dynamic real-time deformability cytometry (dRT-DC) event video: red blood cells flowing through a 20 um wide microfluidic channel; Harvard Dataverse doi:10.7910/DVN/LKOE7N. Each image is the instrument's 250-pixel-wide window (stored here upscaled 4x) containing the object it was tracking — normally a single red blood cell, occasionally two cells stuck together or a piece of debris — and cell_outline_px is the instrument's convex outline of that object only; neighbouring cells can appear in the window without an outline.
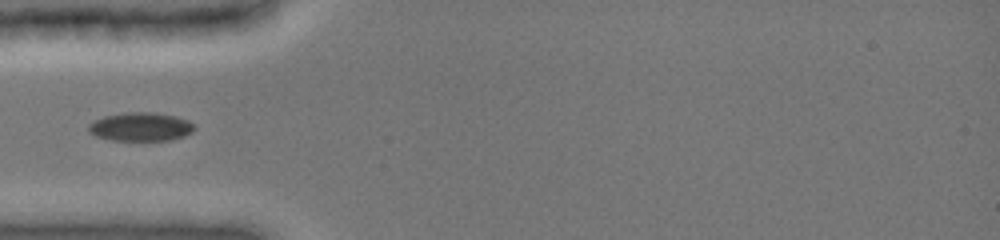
{"species": "common noctule bat (a hibernating species)", "species_latin": "Nyctalus noctula", "temperature_condition": "cold", "stored_images_in_passage": 39, "camera_frame_rate_fps": 3000, "um_per_image_px": 0.085, "animal": {"sex": "female", "body_mass_g": 19.0, "forearm_length_mm": 51.5}, "frame": {"image": 1, "passage_image": 1, "time_ms": 0.0, "image_size_px": [1000, 240], "cell_outline_px": [[196, 128], [192, 132], [184, 136], [172, 140], [112, 140], [96, 136], [88, 132], [88, 124], [104, 116], [128, 112], [156, 112], [176, 116], [188, 120], [196, 124]], "centroid_in_image_um": [12.0, 10.77], "position_along_channel_um": 73.0, "area_um2": 17.8}}
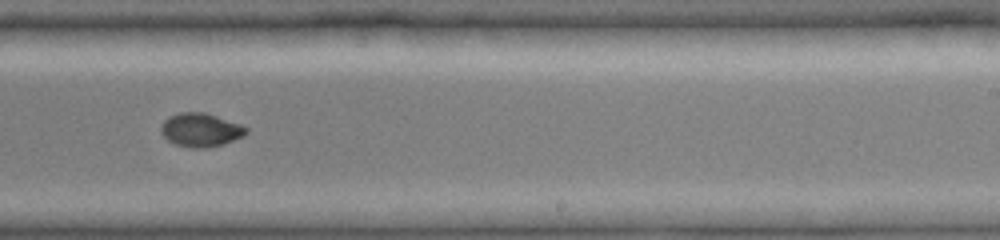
{"frame": {"image": 2, "passage_image": 17, "time_ms": 5.0, "image_size_px": [1000, 240], "cell_outline_px": [[248, 132], [244, 136], [224, 144], [204, 148], [192, 148], [176, 144], [168, 140], [160, 132], [160, 128], [164, 120], [168, 116], [180, 112], [204, 112], [240, 124], [248, 128]], "centroid_in_image_um": [17.05, 11.04], "position_along_channel_um": 271.9, "area_um2": 16.7}}
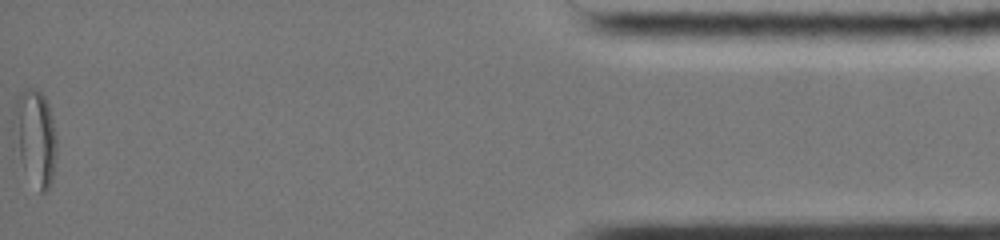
{"frame": {"image": 3, "passage_image": 39, "time_ms": 11.0, "image_size_px": [1000, 240], "cell_outline_px": [[56, 156], [52, 180], [48, 188], [44, 192], [40, 192], [20, 156], [12, 128], [12, 116], [16, 100], [20, 92], [24, 88], [32, 88], [40, 92], [44, 96], [48, 104], [56, 136]], "centroid_in_image_um": [3.0, 11.57], "position_along_channel_um": 432.2, "area_um2": 23.24}}